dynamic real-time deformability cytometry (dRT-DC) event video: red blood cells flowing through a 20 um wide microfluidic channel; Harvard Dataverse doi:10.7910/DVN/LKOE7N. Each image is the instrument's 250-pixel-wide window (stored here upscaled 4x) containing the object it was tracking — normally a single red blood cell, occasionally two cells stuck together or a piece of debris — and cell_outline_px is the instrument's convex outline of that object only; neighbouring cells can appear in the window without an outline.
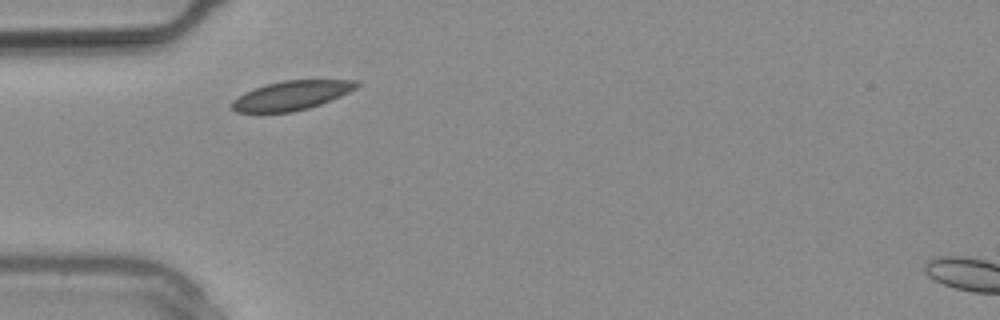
{"species": "common noctule bat (a hibernating species)", "species_latin": "Nyctalus noctula", "temperature_condition": "warm", "stored_images_in_passage": 1, "camera_frame_rate_fps": 3000, "um_per_image_px": 0.085, "animal": {"sex": "male", "body_mass_g": 20.4}, "frame": {"image": 1, "passage_image": 1, "time_ms": 0.0, "image_size_px": [1000, 320], "cell_outline_px": [[360, 84], [356, 88], [340, 96], [320, 104], [308, 108], [292, 112], [236, 112], [232, 108], [232, 100], [244, 92], [264, 84], [284, 80], [360, 80]], "centroid_in_image_um": [24.77, 8.1], "position_along_channel_um": 60.2, "area_um2": 21.15}}